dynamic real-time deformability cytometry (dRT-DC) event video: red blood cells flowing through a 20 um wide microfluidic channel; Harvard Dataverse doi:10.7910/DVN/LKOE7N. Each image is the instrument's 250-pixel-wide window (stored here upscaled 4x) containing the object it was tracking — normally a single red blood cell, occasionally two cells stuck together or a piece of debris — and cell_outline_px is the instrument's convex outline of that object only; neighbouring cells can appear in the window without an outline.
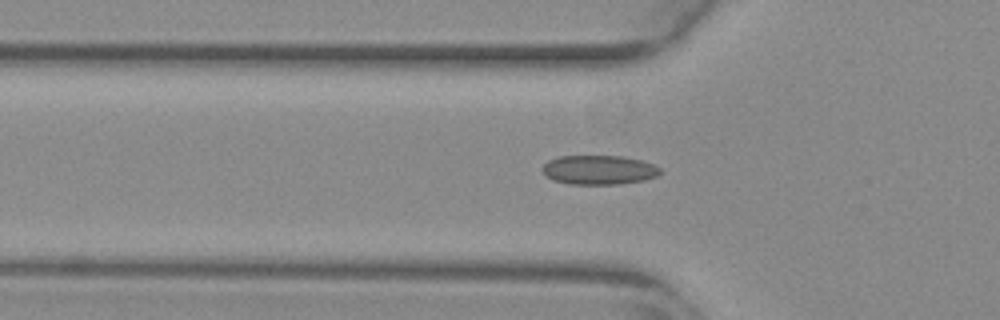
{"species": "common noctule bat (a hibernating species)", "species_latin": "Nyctalus noctula", "temperature_condition": "warm", "stored_images_in_passage": 35, "camera_frame_rate_fps": 3000, "um_per_image_px": 0.085, "animal": {"sex": "female", "body_mass_g": 29.2, "forearm_length_mm": 56.3}, "frame": {"image": 1, "passage_image": 5, "time_ms": 1.333, "image_size_px": [1000, 320], "cell_outline_px": [[660, 172], [656, 176], [644, 180], [620, 184], [568, 184], [552, 180], [540, 168], [548, 160], [560, 156], [624, 156], [640, 160], [652, 164], [660, 168]], "centroid_in_image_um": [50.88, 14.44], "position_along_channel_um": 74.9, "area_um2": 20.06}}
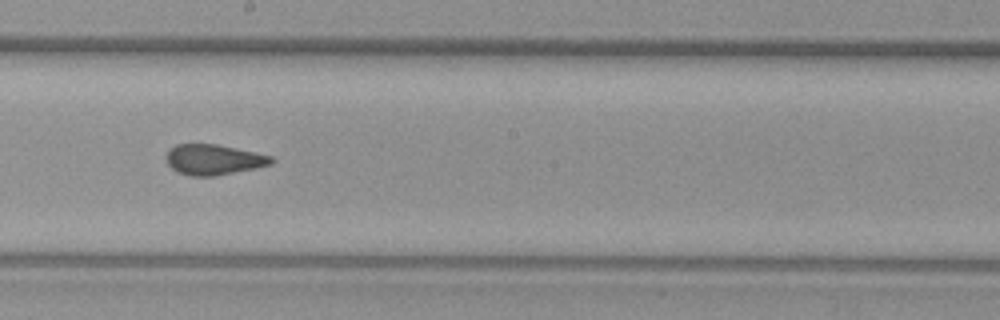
{"frame": {"image": 2, "passage_image": 17, "time_ms": 5.333, "image_size_px": [1000, 320], "cell_outline_px": [[276, 160], [272, 164], [256, 168], [216, 176], [192, 176], [176, 172], [168, 164], [164, 156], [176, 144], [216, 144], [256, 152], [272, 156]], "centroid_in_image_um": [18.18, 13.57], "position_along_channel_um": 230.0, "area_um2": 18.79}}
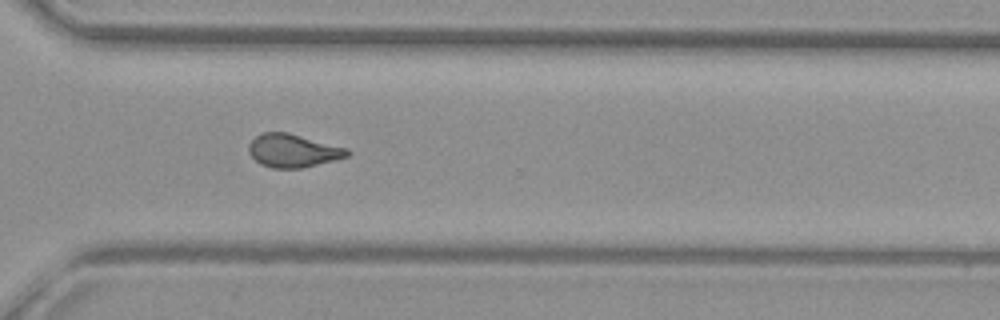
{"frame": {"image": 3, "passage_image": 26, "time_ms": 8.333, "image_size_px": [1000, 320], "cell_outline_px": [[352, 152], [348, 156], [336, 160], [304, 168], [272, 168], [260, 164], [248, 152], [248, 144], [260, 132], [288, 132], [348, 148]], "centroid_in_image_um": [24.92, 12.8], "position_along_channel_um": 345.7, "area_um2": 19.31}, "authors_computed_cell_mechanics": {"area_um2": 19.0162, "velocity_mm_per_s": 3.8579, "shape_relaxation_time_tau1_ms": null, "shape_relaxation_time_tau2_ms": 0.965, "deformation_change_tau1": null, "deformation_change_tau2": 0.0808}}